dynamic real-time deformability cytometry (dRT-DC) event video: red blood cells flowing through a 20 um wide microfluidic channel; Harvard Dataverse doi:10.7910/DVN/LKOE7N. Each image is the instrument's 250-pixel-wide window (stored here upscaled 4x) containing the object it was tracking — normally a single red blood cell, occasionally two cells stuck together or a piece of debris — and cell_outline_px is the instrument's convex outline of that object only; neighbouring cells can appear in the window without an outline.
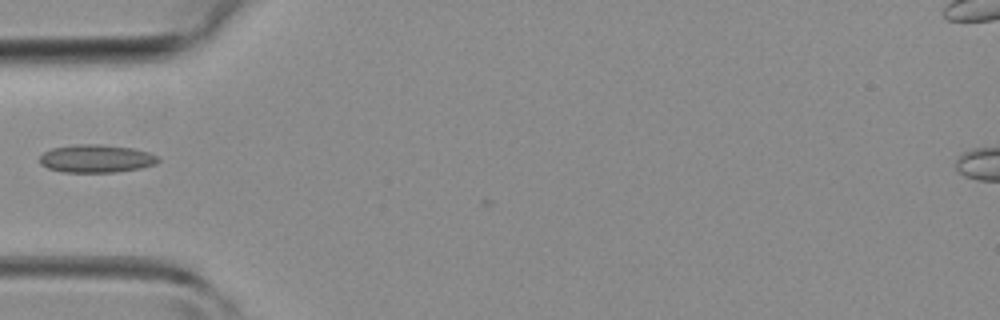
{"species": "common noctule bat (a hibernating species)", "species_latin": "Nyctalus noctula", "temperature_condition": "room temperature", "stored_images_in_passage": 2, "camera_frame_rate_fps": 3000, "um_per_image_px": 0.085, "animal": {"sex": "female", "body_mass_g": 19.3, "forearm_length_mm": 54.1}, "frame": {"image": 1, "passage_image": 1, "time_ms": 0.0, "image_size_px": [1000, 320], "cell_outline_px": [[160, 160], [156, 164], [140, 168], [116, 172], [64, 172], [48, 168], [40, 164], [40, 156], [44, 152], [52, 148], [76, 144], [100, 144], [132, 148], [148, 152], [160, 156]], "centroid_in_image_um": [8.2, 13.48], "position_along_channel_um": 76.8, "area_um2": 19.36}}